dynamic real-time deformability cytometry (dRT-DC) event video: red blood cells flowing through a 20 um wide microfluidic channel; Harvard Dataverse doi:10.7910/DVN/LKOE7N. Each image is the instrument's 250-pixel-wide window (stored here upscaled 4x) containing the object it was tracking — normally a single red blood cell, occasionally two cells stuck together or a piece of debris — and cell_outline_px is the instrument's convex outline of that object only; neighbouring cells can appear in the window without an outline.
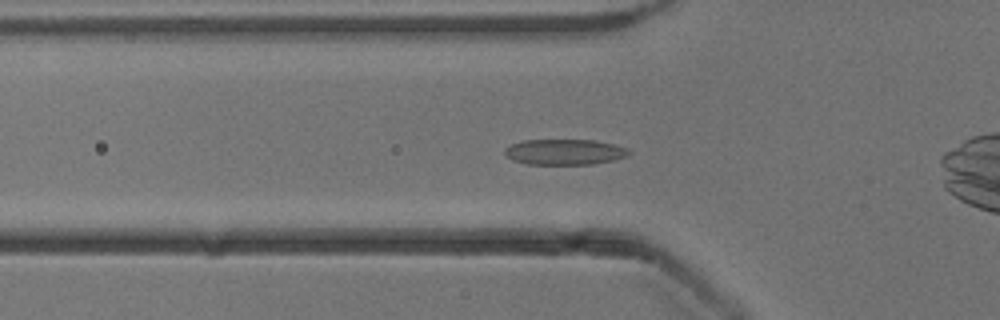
{"species": "common noctule bat (a hibernating species)", "species_latin": "Nyctalus noctula", "temperature_condition": "cold", "stored_images_in_passage": 33, "camera_frame_rate_fps": 3000, "um_per_image_px": 0.085, "animal": {"sex": "male", "body_mass_g": 13.3}, "frame": {"image": 1, "passage_image": 10, "time_ms": 3.0, "image_size_px": [1000, 320], "cell_outline_px": [[632, 152], [628, 156], [612, 160], [592, 164], [528, 164], [512, 160], [504, 152], [504, 148], [512, 144], [524, 140], [596, 140], [628, 148]], "centroid_in_image_um": [48.01, 12.91], "position_along_channel_um": 77.8, "area_um2": 18.5}}
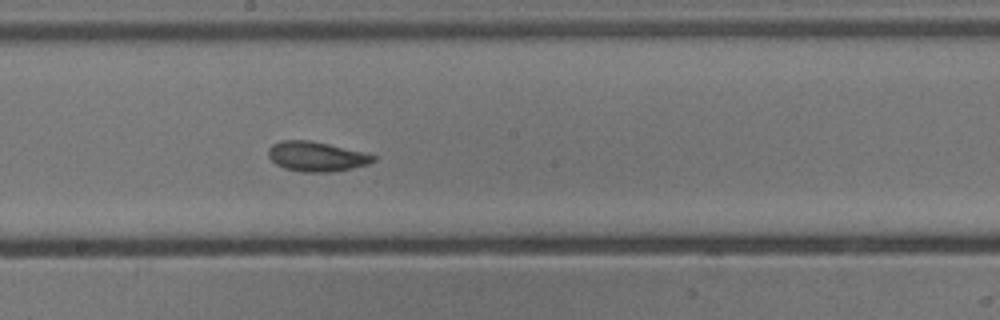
{"frame": {"image": 2, "passage_image": 21, "time_ms": 6.667, "image_size_px": [1000, 320], "cell_outline_px": [[376, 160], [368, 164], [352, 168], [332, 172], [304, 172], [284, 168], [276, 164], [268, 156], [268, 148], [272, 144], [280, 140], [308, 140], [328, 144], [364, 152], [376, 156]], "centroid_in_image_um": [26.88, 13.3], "position_along_channel_um": 221.3, "area_um2": 18.21}}
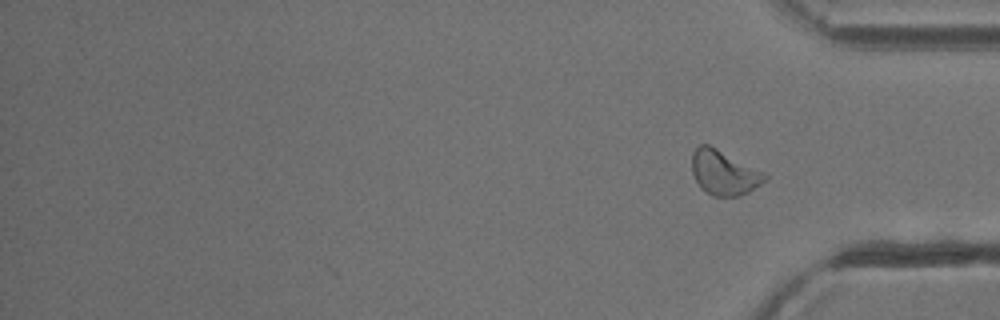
{"frame": {"image": 3, "passage_image": 33, "time_ms": 10.667, "image_size_px": [1000, 320], "cell_outline_px": [[768, 180], [748, 192], [740, 196], [712, 196], [700, 188], [692, 172], [692, 152], [700, 144], [708, 144], [764, 172], [768, 176]], "centroid_in_image_um": [61.54, 14.69], "position_along_channel_um": 373.7, "area_um2": 18.96}, "authors_computed_cell_mechanics": {"area_um2": 18.0336, "velocity_mm_per_s": 3.8886, "shape_relaxation_time_tau1_ms": 3.4344, "shape_relaxation_time_tau2_ms": 1.9223, "deformation_change_tau1": 0.1137, "deformation_change_tau2": 0.0736}}